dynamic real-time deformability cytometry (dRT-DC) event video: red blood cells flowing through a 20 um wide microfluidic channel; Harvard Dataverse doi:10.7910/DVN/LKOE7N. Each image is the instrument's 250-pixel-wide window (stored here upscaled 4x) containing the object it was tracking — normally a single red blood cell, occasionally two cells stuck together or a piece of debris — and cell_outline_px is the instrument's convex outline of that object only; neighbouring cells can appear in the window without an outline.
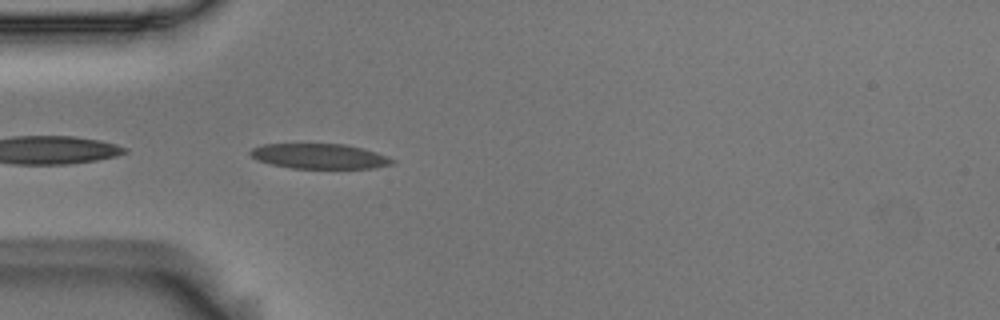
{"species": "Egyptian fruit bat (a non-hibernating species)", "species_latin": "Rousettus aegyptiacus", "temperature_condition": "room temperature", "stored_images_in_passage": 3, "camera_frame_rate_fps": 3000, "um_per_image_px": 0.085, "animal": {"sex": "male"}, "frame": {"image": 1, "passage_image": 3, "time_ms": 0.667, "image_size_px": [1000, 320], "cell_outline_px": [[396, 160], [392, 164], [372, 168], [292, 168], [272, 164], [256, 160], [248, 152], [252, 148], [264, 144], [344, 144], [364, 148], [388, 156]], "centroid_in_image_um": [27.17, 13.27], "position_along_channel_um": 57.8, "area_um2": 20.69}}